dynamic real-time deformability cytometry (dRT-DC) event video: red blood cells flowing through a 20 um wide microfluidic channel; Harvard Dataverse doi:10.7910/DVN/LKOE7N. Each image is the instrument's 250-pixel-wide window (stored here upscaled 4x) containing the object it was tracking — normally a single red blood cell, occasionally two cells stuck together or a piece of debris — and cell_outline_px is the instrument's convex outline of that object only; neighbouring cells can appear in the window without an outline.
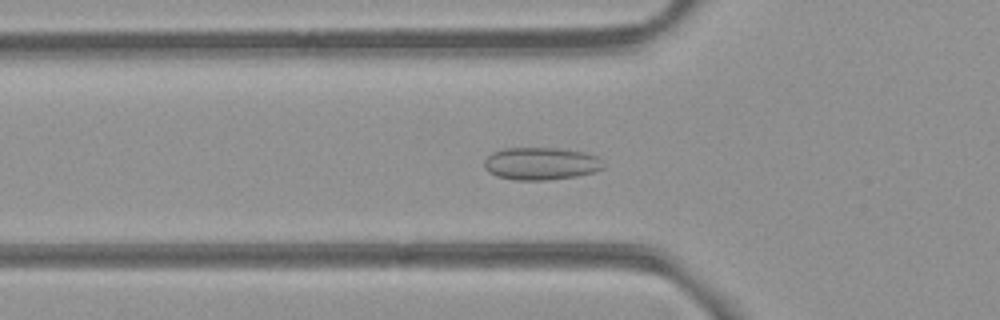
{"species": "common noctule bat (a hibernating species)", "species_latin": "Nyctalus noctula", "temperature_condition": "room temperature", "stored_images_in_passage": 53, "camera_frame_rate_fps": 3000, "um_per_image_px": 0.085, "animal": {"sex": "female", "body_mass_g": 21.9}, "frame": {"image": 1, "passage_image": 18, "time_ms": 5.667, "image_size_px": [1000, 320], "cell_outline_px": [[604, 168], [596, 172], [576, 176], [548, 180], [516, 180], [496, 176], [488, 172], [484, 168], [484, 160], [492, 152], [504, 148], [560, 148], [584, 152], [596, 156], [604, 160]], "centroid_in_image_um": [46.0, 13.91], "position_along_channel_um": 79.8, "area_um2": 22.89}}
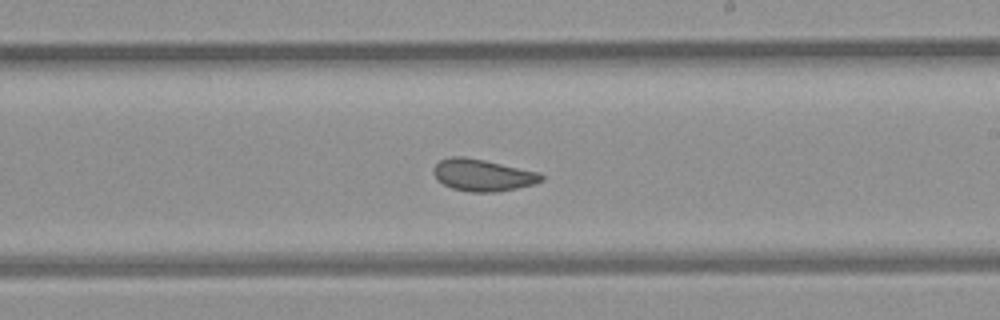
{"frame": {"image": 2, "passage_image": 31, "time_ms": 10.0, "image_size_px": [1000, 320], "cell_outline_px": [[544, 180], [536, 184], [496, 192], [468, 192], [452, 188], [436, 180], [432, 172], [432, 168], [440, 160], [452, 156], [464, 156], [484, 160], [540, 172], [544, 176]], "centroid_in_image_um": [41.02, 14.88], "position_along_channel_um": 248.0, "area_um2": 20.29}}
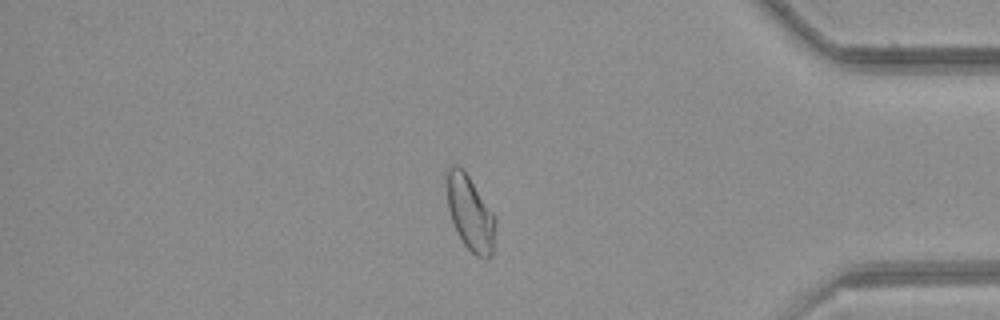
{"frame": {"image": 3, "passage_image": 45, "time_ms": 14.667, "image_size_px": [1000, 320], "cell_outline_px": [[496, 224], [492, 256], [488, 260], [476, 256], [464, 244], [452, 220], [448, 208], [448, 168], [452, 164], [456, 164], [464, 168], [496, 216]], "centroid_in_image_um": [40.02, 18.12], "position_along_channel_um": 395.2, "area_um2": 21.21}, "authors_computed_cell_mechanics": {"area_um2": 21.675, "velocity_mm_per_s": 3.8563, "shape_relaxation_time_tau1_ms": null, "shape_relaxation_time_tau2_ms": 1.2391, "deformation_change_tau1": null, "deformation_change_tau2": 0.0539}}